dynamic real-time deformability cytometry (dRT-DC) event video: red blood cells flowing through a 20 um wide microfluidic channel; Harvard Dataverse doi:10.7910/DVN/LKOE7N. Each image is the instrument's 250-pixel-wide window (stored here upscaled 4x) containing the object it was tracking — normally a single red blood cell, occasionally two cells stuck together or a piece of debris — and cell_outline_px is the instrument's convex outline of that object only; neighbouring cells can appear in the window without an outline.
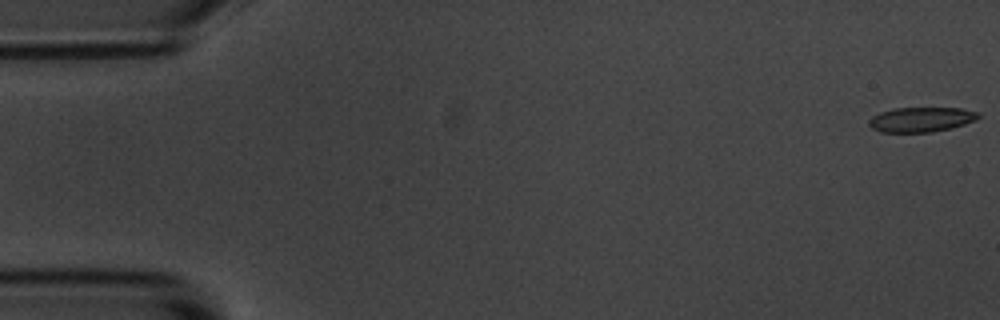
{"species": "common noctule bat (a hibernating species)", "species_latin": "Nyctalus noctula", "temperature_condition": "room temperature", "stored_images_in_passage": 55, "camera_frame_rate_fps": 3000, "um_per_image_px": 0.085, "animal": {"sex": "male", "body_mass_g": 20.1, "forearm_length_mm": 53.5}, "frame": {"image": 1, "passage_image": 1, "time_ms": 0.0, "image_size_px": [1000, 320], "cell_outline_px": [[980, 116], [976, 120], [964, 124], [932, 132], [880, 132], [872, 128], [868, 124], [868, 120], [872, 116], [880, 112], [892, 108], [960, 108], [980, 112]], "centroid_in_image_um": [78.28, 10.15], "position_along_channel_um": 6.7, "area_um2": 15.84}}
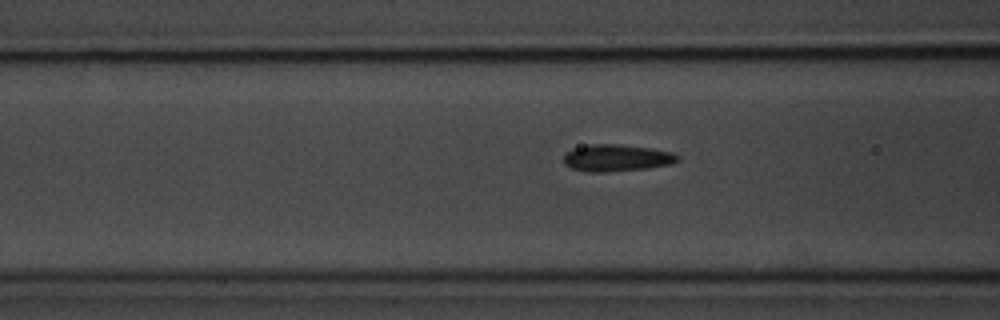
{"frame": {"image": 2, "passage_image": 21, "time_ms": 6.667, "image_size_px": [1000, 320], "cell_outline_px": [[680, 160], [672, 164], [648, 168], [604, 172], [588, 172], [572, 168], [564, 164], [564, 156], [572, 148], [588, 144], [620, 144], [652, 148], [672, 152], [680, 156]], "centroid_in_image_um": [52.44, 13.41], "position_along_channel_um": 114.2, "area_um2": 18.03}}
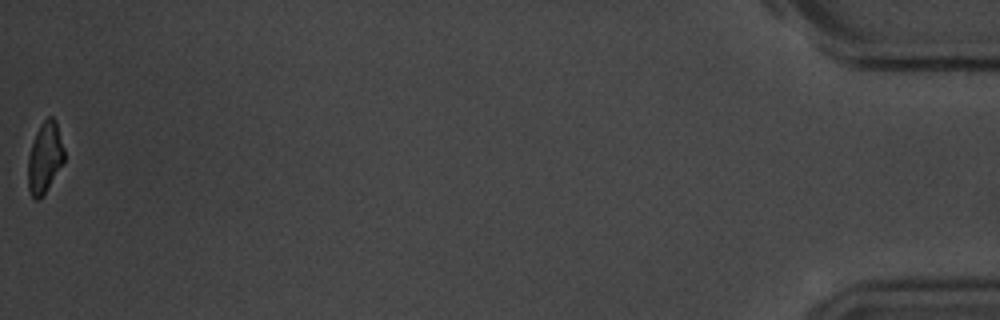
{"frame": {"image": 3, "passage_image": 55, "time_ms": 18.0, "image_size_px": [1000, 320], "cell_outline_px": [[64, 164], [40, 200], [32, 200], [28, 188], [28, 156], [36, 132], [40, 124], [48, 116], [52, 116], [56, 120], [64, 148]], "centroid_in_image_um": [3.81, 13.43], "position_along_channel_um": 431.4, "area_um2": 15.26}, "authors_computed_cell_mechanics": {"area_um2": 16.9354, "velocity_mm_per_s": 3.676, "shape_relaxation_time_tau1_ms": 3.1263, "shape_relaxation_time_tau2_ms": 4.6249, "deformation_change_tau1": 0.1055, "deformation_change_tau2": 0.1044}}